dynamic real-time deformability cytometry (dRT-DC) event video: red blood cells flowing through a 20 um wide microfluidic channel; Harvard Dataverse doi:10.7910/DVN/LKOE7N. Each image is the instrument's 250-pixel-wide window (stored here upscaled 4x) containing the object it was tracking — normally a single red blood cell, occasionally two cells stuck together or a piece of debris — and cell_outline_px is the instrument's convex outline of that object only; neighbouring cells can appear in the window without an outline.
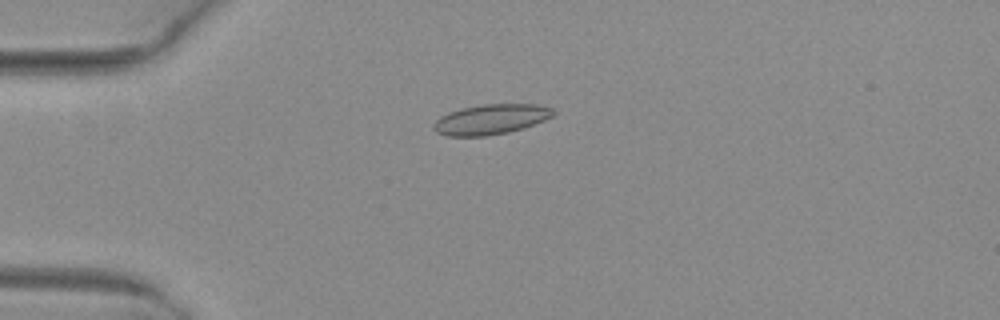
{"species": "common noctule bat (a hibernating species)", "species_latin": "Nyctalus noctula", "temperature_condition": "warm", "stored_images_in_passage": 50, "camera_frame_rate_fps": 3000, "um_per_image_px": 0.085, "animal": {"sex": "female", "body_mass_g": 29.2, "forearm_length_mm": 56.3}, "frame": {"image": 1, "passage_image": 12, "time_ms": 3.667, "image_size_px": [1000, 320], "cell_outline_px": [[556, 112], [552, 116], [544, 120], [524, 128], [508, 132], [488, 136], [448, 136], [436, 132], [432, 128], [432, 124], [440, 116], [448, 112], [460, 108], [484, 104], [536, 104], [552, 108]], "centroid_in_image_um": [41.69, 10.14], "position_along_channel_um": 43.3, "area_um2": 21.15}}
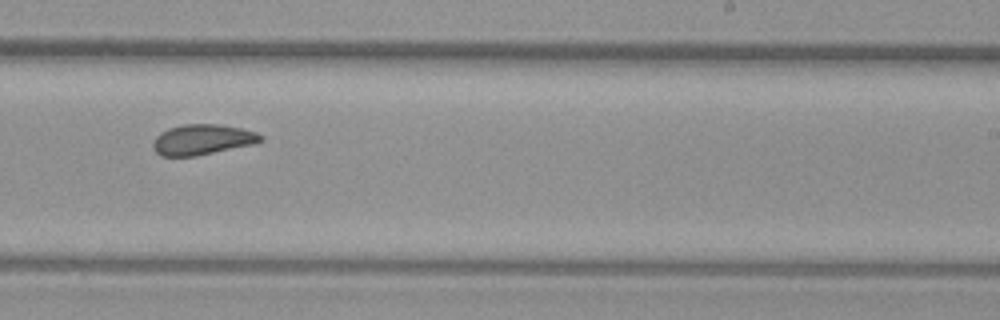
{"frame": {"image": 2, "passage_image": 31, "time_ms": 10.0, "image_size_px": [1000, 320], "cell_outline_px": [[264, 140], [256, 144], [196, 156], [160, 156], [152, 148], [152, 144], [156, 136], [160, 132], [168, 128], [184, 124], [216, 124], [240, 128], [256, 132], [264, 136]], "centroid_in_image_um": [17.21, 11.87], "position_along_channel_um": 271.8, "area_um2": 19.31}}
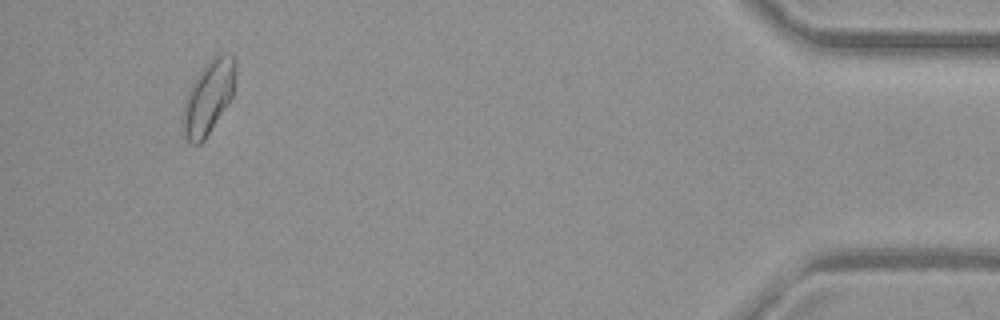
{"frame": {"image": 3, "passage_image": 47, "time_ms": 15.333, "image_size_px": [1000, 320], "cell_outline_px": [[236, 72], [232, 96], [204, 140], [200, 144], [192, 144], [184, 136], [180, 128], [180, 112], [184, 100], [196, 76], [204, 64], [212, 56], [220, 52], [232, 52], [236, 60]], "centroid_in_image_um": [17.68, 8.23], "position_along_channel_um": 417.5, "area_um2": 23.18}, "authors_computed_cell_mechanics": {"area_um2": 20.0277, "velocity_mm_per_s": 4.0495, "shape_relaxation_time_tau1_ms": 9.3577, "shape_relaxation_time_tau2_ms": 1.9043, "deformation_change_tau1": 0.1371, "deformation_change_tau2": 0.0627}}